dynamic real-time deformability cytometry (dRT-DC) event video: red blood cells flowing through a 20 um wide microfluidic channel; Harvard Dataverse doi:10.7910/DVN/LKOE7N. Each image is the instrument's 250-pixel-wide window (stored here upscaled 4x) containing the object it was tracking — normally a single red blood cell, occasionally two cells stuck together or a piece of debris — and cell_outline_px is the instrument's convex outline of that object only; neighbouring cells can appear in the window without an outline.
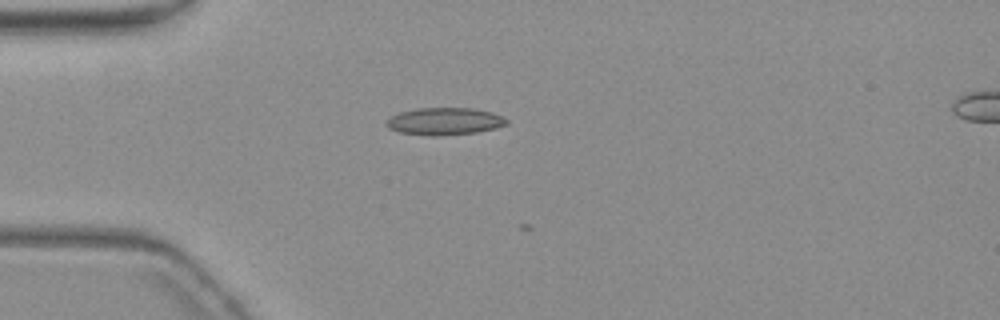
{"species": "common noctule bat (a hibernating species)", "species_latin": "Nyctalus noctula", "temperature_condition": "warm", "stored_images_in_passage": 3, "segment_of_instrument_passage": [1, 2], "camera_frame_rate_fps": 3000, "um_per_image_px": 0.085, "animal": {"sex": "female", "body_mass_g": 19.3, "forearm_length_mm": 54.1}, "frame": {"image": 1, "passage_image": 1, "time_ms": 0.0, "image_size_px": [1000, 320], "cell_outline_px": [[508, 124], [496, 128], [476, 132], [436, 136], [432, 136], [400, 132], [388, 128], [384, 124], [392, 116], [400, 112], [420, 108], [472, 108], [492, 112], [508, 120]], "centroid_in_image_um": [37.79, 10.31], "position_along_channel_um": 47.2, "area_um2": 18.96}}